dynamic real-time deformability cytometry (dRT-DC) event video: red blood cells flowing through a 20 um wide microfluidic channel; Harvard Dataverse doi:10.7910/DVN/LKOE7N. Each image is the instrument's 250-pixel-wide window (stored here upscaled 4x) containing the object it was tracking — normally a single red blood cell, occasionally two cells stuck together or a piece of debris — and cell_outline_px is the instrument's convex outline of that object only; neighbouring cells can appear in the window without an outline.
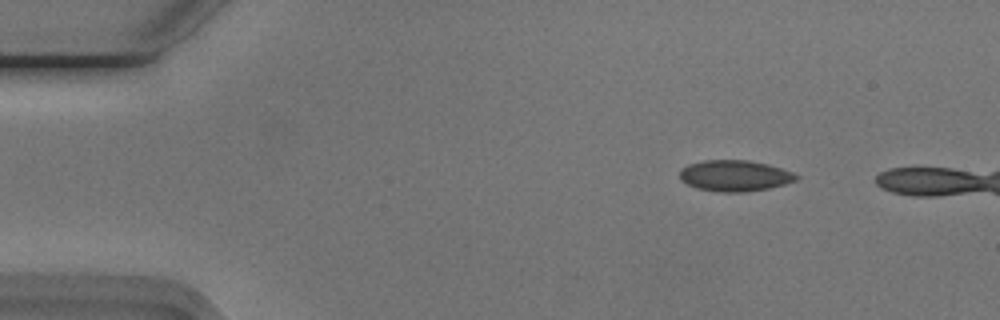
{"species": "Egyptian fruit bat (a non-hibernating species)", "species_latin": "Rousettus aegyptiacus", "temperature_condition": "cold", "stored_images_in_passage": 15, "camera_frame_rate_fps": 3000, "um_per_image_px": 0.085, "animal": {"sex": "male"}, "frame": {"image": 1, "passage_image": 7, "time_ms": 2.0, "image_size_px": [1000, 320], "cell_outline_px": [[800, 176], [796, 180], [784, 184], [768, 188], [744, 192], [720, 192], [696, 188], [680, 180], [680, 168], [688, 164], [704, 160], [744, 160], [768, 164], [792, 172]], "centroid_in_image_um": [62.42, 14.93], "position_along_channel_um": 22.6, "area_um2": 21.04}}